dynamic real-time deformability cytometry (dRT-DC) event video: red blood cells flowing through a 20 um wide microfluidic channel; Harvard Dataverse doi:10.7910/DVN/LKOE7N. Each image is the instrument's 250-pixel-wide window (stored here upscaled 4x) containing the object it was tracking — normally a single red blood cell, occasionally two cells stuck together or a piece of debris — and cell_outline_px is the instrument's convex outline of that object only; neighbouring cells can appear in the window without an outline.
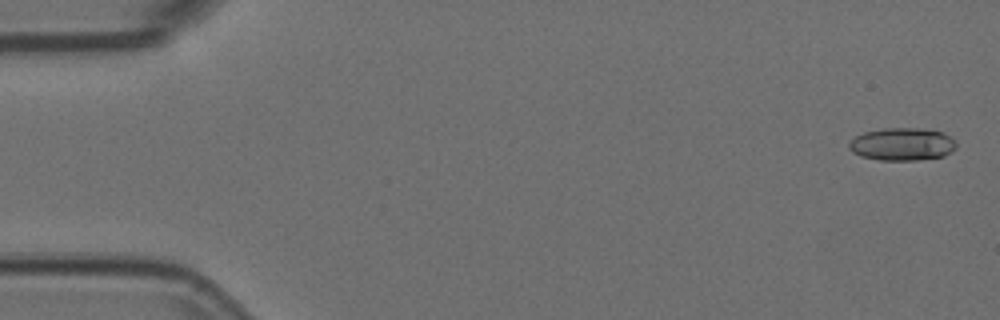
{"species": "Egyptian fruit bat (a non-hibernating species)", "species_latin": "Rousettus aegyptiacus", "temperature_condition": "room temperature", "stored_images_in_passage": 55, "camera_frame_rate_fps": 3000, "um_per_image_px": 0.085, "animal": {"sex": "female"}, "frame": {"image": 1, "passage_image": 2, "time_ms": 0.333, "image_size_px": [1000, 320], "cell_outline_px": [[956, 148], [944, 156], [916, 160], [880, 160], [860, 156], [852, 152], [848, 148], [848, 144], [856, 136], [864, 132], [884, 128], [920, 128], [944, 132], [956, 140]], "centroid_in_image_um": [76.7, 12.25], "position_along_channel_um": 8.3, "area_um2": 20.58}}
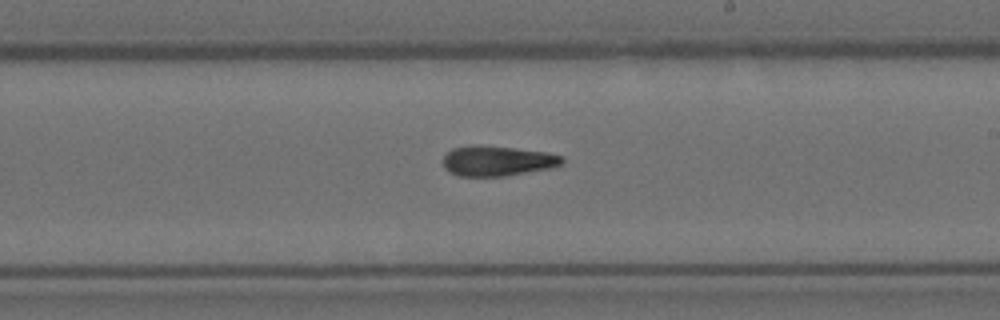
{"frame": {"image": 2, "passage_image": 32, "time_ms": 10.333, "image_size_px": [1000, 320], "cell_outline_px": [[564, 160], [560, 164], [548, 168], [504, 176], [456, 176], [448, 172], [444, 168], [444, 156], [452, 148], [472, 144], [480, 144], [548, 152], [560, 156]], "centroid_in_image_um": [42.2, 13.66], "position_along_channel_um": 246.8, "area_um2": 20.92}}
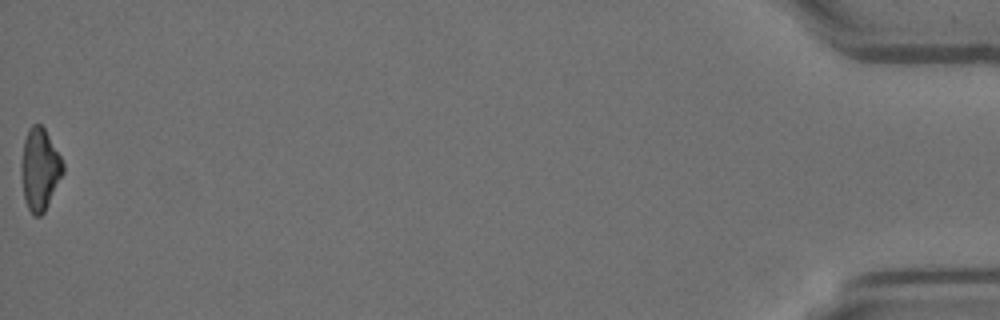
{"frame": {"image": 3, "passage_image": 55, "time_ms": 18.0, "image_size_px": [1000, 320], "cell_outline_px": [[64, 172], [44, 212], [40, 216], [36, 216], [28, 208], [24, 200], [20, 172], [20, 168], [24, 140], [28, 128], [32, 124], [40, 124], [44, 128], [60, 156], [64, 164]], "centroid_in_image_um": [3.36, 14.38], "position_along_channel_um": 431.8, "area_um2": 19.88}, "authors_computed_cell_mechanics": {"area_um2": 20.5768, "velocity_mm_per_s": 3.7518, "shape_relaxation_time_tau1_ms": 7.6219, "shape_relaxation_time_tau2_ms": 5.2117, "deformation_change_tau1": 0.2095, "deformation_change_tau2": 0.1544}}